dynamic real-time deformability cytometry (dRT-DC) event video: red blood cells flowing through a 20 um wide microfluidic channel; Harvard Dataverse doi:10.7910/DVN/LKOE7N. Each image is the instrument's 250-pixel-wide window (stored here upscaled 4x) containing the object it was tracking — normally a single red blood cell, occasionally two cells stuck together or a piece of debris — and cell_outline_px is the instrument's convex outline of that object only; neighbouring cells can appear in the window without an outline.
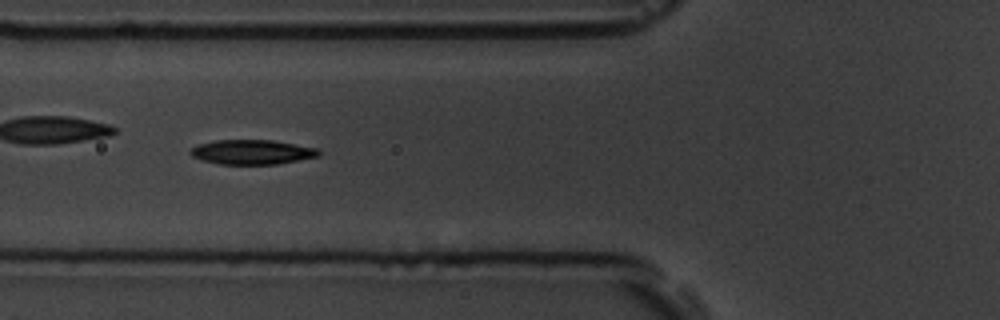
{"species": "common noctule bat (a hibernating species)", "species_latin": "Nyctalus noctula", "temperature_condition": "room temperature", "stored_images_in_passage": 9, "camera_frame_rate_fps": 3000, "um_per_image_px": 0.085, "animal": {"sex": "male", "body_mass_g": 19.5, "forearm_length_mm": 54.6}, "frame": {"image": 1, "passage_image": 6, "time_ms": 5.667, "image_size_px": [1000, 320], "cell_outline_px": [[320, 156], [276, 164], [220, 164], [204, 160], [192, 156], [188, 152], [192, 148], [200, 144], [216, 140], [272, 140], [316, 148], [320, 152]], "centroid_in_image_um": [21.42, 12.92], "position_along_channel_um": 104.4, "area_um2": 18.15}}
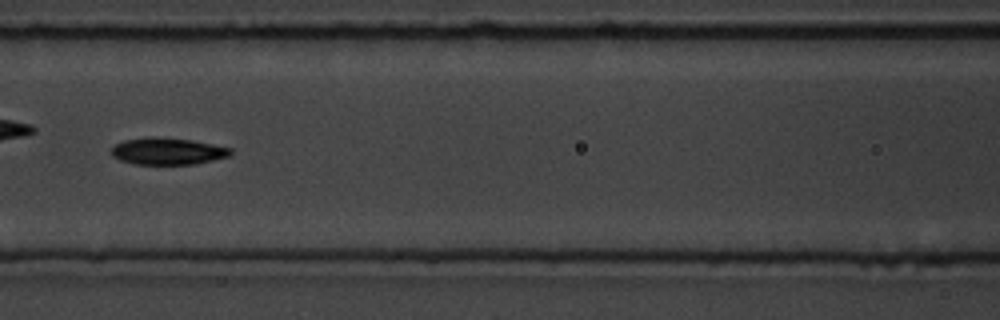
{"frame": {"image": 2, "passage_image": 7, "time_ms": 7.0, "image_size_px": [1000, 320], "cell_outline_px": [[232, 152], [228, 156], [196, 164], [136, 164], [120, 160], [112, 156], [112, 148], [116, 144], [124, 140], [152, 136], [192, 140], [232, 148]], "centroid_in_image_um": [14.25, 12.85], "position_along_channel_um": 152.4, "area_um2": 18.55}}
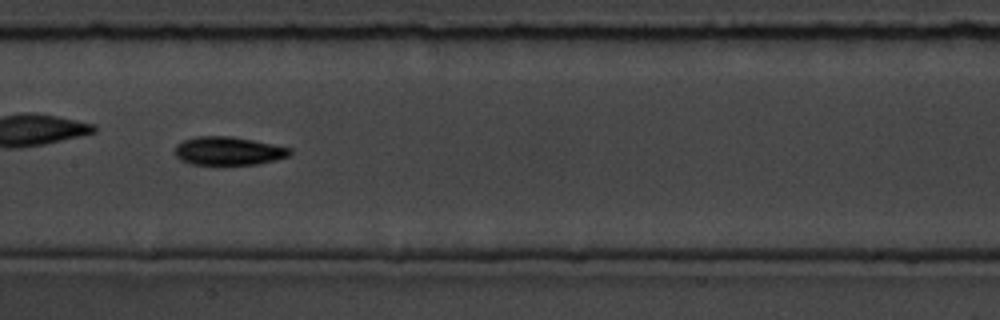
{"frame": {"image": 3, "passage_image": 8, "time_ms": 8.0, "image_size_px": [1000, 320], "cell_outline_px": [[292, 152], [288, 156], [276, 160], [256, 164], [216, 168], [192, 164], [180, 160], [176, 156], [176, 144], [184, 140], [196, 136], [232, 136], [292, 148]], "centroid_in_image_um": [19.39, 12.88], "position_along_channel_um": 188.0, "area_um2": 19.83}}